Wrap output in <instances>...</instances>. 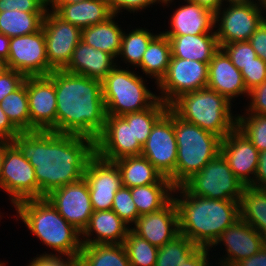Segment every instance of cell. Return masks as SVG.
<instances>
[{
    "instance_id": "6f0895ef",
    "label": "cell",
    "mask_w": 266,
    "mask_h": 266,
    "mask_svg": "<svg viewBox=\"0 0 266 266\" xmlns=\"http://www.w3.org/2000/svg\"><path fill=\"white\" fill-rule=\"evenodd\" d=\"M12 144V140L0 138V176L3 166L6 149Z\"/></svg>"
},
{
    "instance_id": "d4e9b609",
    "label": "cell",
    "mask_w": 266,
    "mask_h": 266,
    "mask_svg": "<svg viewBox=\"0 0 266 266\" xmlns=\"http://www.w3.org/2000/svg\"><path fill=\"white\" fill-rule=\"evenodd\" d=\"M113 210L94 211L87 226L81 232L82 244H123L130 226ZM95 237L90 239L92 233ZM89 237V238H88Z\"/></svg>"
},
{
    "instance_id": "4dcf8cb0",
    "label": "cell",
    "mask_w": 266,
    "mask_h": 266,
    "mask_svg": "<svg viewBox=\"0 0 266 266\" xmlns=\"http://www.w3.org/2000/svg\"><path fill=\"white\" fill-rule=\"evenodd\" d=\"M171 58V45L169 39L162 32L156 35L145 51L140 67L144 74L156 79L159 83L165 76Z\"/></svg>"
},
{
    "instance_id": "74e56055",
    "label": "cell",
    "mask_w": 266,
    "mask_h": 266,
    "mask_svg": "<svg viewBox=\"0 0 266 266\" xmlns=\"http://www.w3.org/2000/svg\"><path fill=\"white\" fill-rule=\"evenodd\" d=\"M157 34H152L151 32L145 30L141 27L133 29L130 33L126 34L123 32L122 43L119 55L120 57L124 58L123 60L127 64L130 63L134 67L138 66L141 63L143 55L147 50V47L150 41L156 36Z\"/></svg>"
},
{
    "instance_id": "30bf717a",
    "label": "cell",
    "mask_w": 266,
    "mask_h": 266,
    "mask_svg": "<svg viewBox=\"0 0 266 266\" xmlns=\"http://www.w3.org/2000/svg\"><path fill=\"white\" fill-rule=\"evenodd\" d=\"M224 9L222 12L221 10ZM262 8L254 2L229 4L215 12V31L219 46L248 41L265 17ZM220 24H219V23ZM217 23V24H216Z\"/></svg>"
},
{
    "instance_id": "f35d334b",
    "label": "cell",
    "mask_w": 266,
    "mask_h": 266,
    "mask_svg": "<svg viewBox=\"0 0 266 266\" xmlns=\"http://www.w3.org/2000/svg\"><path fill=\"white\" fill-rule=\"evenodd\" d=\"M123 246L131 266H155L159 248L135 234L131 229Z\"/></svg>"
},
{
    "instance_id": "e0dca14e",
    "label": "cell",
    "mask_w": 266,
    "mask_h": 266,
    "mask_svg": "<svg viewBox=\"0 0 266 266\" xmlns=\"http://www.w3.org/2000/svg\"><path fill=\"white\" fill-rule=\"evenodd\" d=\"M30 132H56V90L48 76L26 77Z\"/></svg>"
},
{
    "instance_id": "ab89813d",
    "label": "cell",
    "mask_w": 266,
    "mask_h": 266,
    "mask_svg": "<svg viewBox=\"0 0 266 266\" xmlns=\"http://www.w3.org/2000/svg\"><path fill=\"white\" fill-rule=\"evenodd\" d=\"M246 113L247 116H236V128L259 152L266 151V114Z\"/></svg>"
},
{
    "instance_id": "44dd1931",
    "label": "cell",
    "mask_w": 266,
    "mask_h": 266,
    "mask_svg": "<svg viewBox=\"0 0 266 266\" xmlns=\"http://www.w3.org/2000/svg\"><path fill=\"white\" fill-rule=\"evenodd\" d=\"M130 229L160 248L179 235L178 212L173 198L160 210L138 217Z\"/></svg>"
},
{
    "instance_id": "03108f58",
    "label": "cell",
    "mask_w": 266,
    "mask_h": 266,
    "mask_svg": "<svg viewBox=\"0 0 266 266\" xmlns=\"http://www.w3.org/2000/svg\"><path fill=\"white\" fill-rule=\"evenodd\" d=\"M264 246L266 247V233L263 235Z\"/></svg>"
},
{
    "instance_id": "5bb4252c",
    "label": "cell",
    "mask_w": 266,
    "mask_h": 266,
    "mask_svg": "<svg viewBox=\"0 0 266 266\" xmlns=\"http://www.w3.org/2000/svg\"><path fill=\"white\" fill-rule=\"evenodd\" d=\"M42 29L49 66L53 70H63L81 41V29L64 21L54 11L49 13V8L44 15Z\"/></svg>"
},
{
    "instance_id": "836d02e7",
    "label": "cell",
    "mask_w": 266,
    "mask_h": 266,
    "mask_svg": "<svg viewBox=\"0 0 266 266\" xmlns=\"http://www.w3.org/2000/svg\"><path fill=\"white\" fill-rule=\"evenodd\" d=\"M172 184H149L130 188L139 217L163 208L171 199Z\"/></svg>"
},
{
    "instance_id": "680465c9",
    "label": "cell",
    "mask_w": 266,
    "mask_h": 266,
    "mask_svg": "<svg viewBox=\"0 0 266 266\" xmlns=\"http://www.w3.org/2000/svg\"><path fill=\"white\" fill-rule=\"evenodd\" d=\"M81 1L83 0H45V5L47 9V6L51 4L50 6L52 11H55L60 5L78 3Z\"/></svg>"
},
{
    "instance_id": "277c9868",
    "label": "cell",
    "mask_w": 266,
    "mask_h": 266,
    "mask_svg": "<svg viewBox=\"0 0 266 266\" xmlns=\"http://www.w3.org/2000/svg\"><path fill=\"white\" fill-rule=\"evenodd\" d=\"M16 211L27 228L46 246L78 260L81 232L68 223L46 199H30L17 203Z\"/></svg>"
},
{
    "instance_id": "bcb514c9",
    "label": "cell",
    "mask_w": 266,
    "mask_h": 266,
    "mask_svg": "<svg viewBox=\"0 0 266 266\" xmlns=\"http://www.w3.org/2000/svg\"><path fill=\"white\" fill-rule=\"evenodd\" d=\"M108 2L110 11L113 15H118L122 9L133 11H139L145 9L150 5H154L156 2L160 3V0H106Z\"/></svg>"
},
{
    "instance_id": "7dc6e473",
    "label": "cell",
    "mask_w": 266,
    "mask_h": 266,
    "mask_svg": "<svg viewBox=\"0 0 266 266\" xmlns=\"http://www.w3.org/2000/svg\"><path fill=\"white\" fill-rule=\"evenodd\" d=\"M250 104L247 112L253 114H266V81L249 91Z\"/></svg>"
},
{
    "instance_id": "4fadbf2b",
    "label": "cell",
    "mask_w": 266,
    "mask_h": 266,
    "mask_svg": "<svg viewBox=\"0 0 266 266\" xmlns=\"http://www.w3.org/2000/svg\"><path fill=\"white\" fill-rule=\"evenodd\" d=\"M0 188L11 196L13 206L24 200L38 199V182L34 167L13 143L6 149Z\"/></svg>"
},
{
    "instance_id": "d6986e66",
    "label": "cell",
    "mask_w": 266,
    "mask_h": 266,
    "mask_svg": "<svg viewBox=\"0 0 266 266\" xmlns=\"http://www.w3.org/2000/svg\"><path fill=\"white\" fill-rule=\"evenodd\" d=\"M220 153L227 160L235 176L245 186H249L254 181L259 151L236 127L221 140Z\"/></svg>"
},
{
    "instance_id": "5b68a950",
    "label": "cell",
    "mask_w": 266,
    "mask_h": 266,
    "mask_svg": "<svg viewBox=\"0 0 266 266\" xmlns=\"http://www.w3.org/2000/svg\"><path fill=\"white\" fill-rule=\"evenodd\" d=\"M230 105L226 97L205 87L180 95L169 108L182 120L224 139L236 127Z\"/></svg>"
},
{
    "instance_id": "d6a6232c",
    "label": "cell",
    "mask_w": 266,
    "mask_h": 266,
    "mask_svg": "<svg viewBox=\"0 0 266 266\" xmlns=\"http://www.w3.org/2000/svg\"><path fill=\"white\" fill-rule=\"evenodd\" d=\"M45 13L20 10L0 12V32L9 38L35 33L42 28Z\"/></svg>"
},
{
    "instance_id": "ac0fdd59",
    "label": "cell",
    "mask_w": 266,
    "mask_h": 266,
    "mask_svg": "<svg viewBox=\"0 0 266 266\" xmlns=\"http://www.w3.org/2000/svg\"><path fill=\"white\" fill-rule=\"evenodd\" d=\"M45 198L59 214L82 232L94 212L85 178L51 191Z\"/></svg>"
},
{
    "instance_id": "9f6ffc18",
    "label": "cell",
    "mask_w": 266,
    "mask_h": 266,
    "mask_svg": "<svg viewBox=\"0 0 266 266\" xmlns=\"http://www.w3.org/2000/svg\"><path fill=\"white\" fill-rule=\"evenodd\" d=\"M10 38L0 32V58L7 60L9 56Z\"/></svg>"
},
{
    "instance_id": "60d3db41",
    "label": "cell",
    "mask_w": 266,
    "mask_h": 266,
    "mask_svg": "<svg viewBox=\"0 0 266 266\" xmlns=\"http://www.w3.org/2000/svg\"><path fill=\"white\" fill-rule=\"evenodd\" d=\"M112 210L124 221L130 225L135 223L139 217L138 210L133 201L131 190L128 187L121 186L113 199Z\"/></svg>"
},
{
    "instance_id": "be15d7a7",
    "label": "cell",
    "mask_w": 266,
    "mask_h": 266,
    "mask_svg": "<svg viewBox=\"0 0 266 266\" xmlns=\"http://www.w3.org/2000/svg\"><path fill=\"white\" fill-rule=\"evenodd\" d=\"M160 1H161V3H164L165 5L173 2V0H160Z\"/></svg>"
},
{
    "instance_id": "f546056e",
    "label": "cell",
    "mask_w": 266,
    "mask_h": 266,
    "mask_svg": "<svg viewBox=\"0 0 266 266\" xmlns=\"http://www.w3.org/2000/svg\"><path fill=\"white\" fill-rule=\"evenodd\" d=\"M82 266H131L123 244H82Z\"/></svg>"
},
{
    "instance_id": "7bdbcfd3",
    "label": "cell",
    "mask_w": 266,
    "mask_h": 266,
    "mask_svg": "<svg viewBox=\"0 0 266 266\" xmlns=\"http://www.w3.org/2000/svg\"><path fill=\"white\" fill-rule=\"evenodd\" d=\"M240 72L248 92L266 81V63L259 57L255 58V62L243 67Z\"/></svg>"
},
{
    "instance_id": "8992f818",
    "label": "cell",
    "mask_w": 266,
    "mask_h": 266,
    "mask_svg": "<svg viewBox=\"0 0 266 266\" xmlns=\"http://www.w3.org/2000/svg\"><path fill=\"white\" fill-rule=\"evenodd\" d=\"M177 142L175 187L182 186L220 153L221 138L174 113Z\"/></svg>"
},
{
    "instance_id": "f6af8a7d",
    "label": "cell",
    "mask_w": 266,
    "mask_h": 266,
    "mask_svg": "<svg viewBox=\"0 0 266 266\" xmlns=\"http://www.w3.org/2000/svg\"><path fill=\"white\" fill-rule=\"evenodd\" d=\"M25 76L13 69H8L0 75V103L3 98L18 89L25 80Z\"/></svg>"
},
{
    "instance_id": "4316f807",
    "label": "cell",
    "mask_w": 266,
    "mask_h": 266,
    "mask_svg": "<svg viewBox=\"0 0 266 266\" xmlns=\"http://www.w3.org/2000/svg\"><path fill=\"white\" fill-rule=\"evenodd\" d=\"M54 12L64 21L80 29L104 22L113 15L106 0H83L63 4Z\"/></svg>"
},
{
    "instance_id": "db71d44e",
    "label": "cell",
    "mask_w": 266,
    "mask_h": 266,
    "mask_svg": "<svg viewBox=\"0 0 266 266\" xmlns=\"http://www.w3.org/2000/svg\"><path fill=\"white\" fill-rule=\"evenodd\" d=\"M234 266H266V247L261 248L257 254L240 260Z\"/></svg>"
},
{
    "instance_id": "3957f363",
    "label": "cell",
    "mask_w": 266,
    "mask_h": 266,
    "mask_svg": "<svg viewBox=\"0 0 266 266\" xmlns=\"http://www.w3.org/2000/svg\"><path fill=\"white\" fill-rule=\"evenodd\" d=\"M173 192H180L182 197L172 196L178 212L179 233L200 248L210 249L218 237L240 219L238 201L192 195L183 186L175 187Z\"/></svg>"
},
{
    "instance_id": "e575fe53",
    "label": "cell",
    "mask_w": 266,
    "mask_h": 266,
    "mask_svg": "<svg viewBox=\"0 0 266 266\" xmlns=\"http://www.w3.org/2000/svg\"><path fill=\"white\" fill-rule=\"evenodd\" d=\"M0 107L20 132H30L29 104L25 83L3 98Z\"/></svg>"
},
{
    "instance_id": "7c38bea8",
    "label": "cell",
    "mask_w": 266,
    "mask_h": 266,
    "mask_svg": "<svg viewBox=\"0 0 266 266\" xmlns=\"http://www.w3.org/2000/svg\"><path fill=\"white\" fill-rule=\"evenodd\" d=\"M6 61L9 69L25 77L48 76L53 69L47 60L43 29L29 35L11 37Z\"/></svg>"
},
{
    "instance_id": "003e7915",
    "label": "cell",
    "mask_w": 266,
    "mask_h": 266,
    "mask_svg": "<svg viewBox=\"0 0 266 266\" xmlns=\"http://www.w3.org/2000/svg\"><path fill=\"white\" fill-rule=\"evenodd\" d=\"M0 266H5V263L4 262H0Z\"/></svg>"
},
{
    "instance_id": "1f68e13d",
    "label": "cell",
    "mask_w": 266,
    "mask_h": 266,
    "mask_svg": "<svg viewBox=\"0 0 266 266\" xmlns=\"http://www.w3.org/2000/svg\"><path fill=\"white\" fill-rule=\"evenodd\" d=\"M240 219L266 233V188L245 186L239 201Z\"/></svg>"
},
{
    "instance_id": "9a60e30c",
    "label": "cell",
    "mask_w": 266,
    "mask_h": 266,
    "mask_svg": "<svg viewBox=\"0 0 266 266\" xmlns=\"http://www.w3.org/2000/svg\"><path fill=\"white\" fill-rule=\"evenodd\" d=\"M142 146L134 138L132 122L122 116L107 115L104 129L95 140V154L107 161L141 155Z\"/></svg>"
},
{
    "instance_id": "94428289",
    "label": "cell",
    "mask_w": 266,
    "mask_h": 266,
    "mask_svg": "<svg viewBox=\"0 0 266 266\" xmlns=\"http://www.w3.org/2000/svg\"><path fill=\"white\" fill-rule=\"evenodd\" d=\"M222 2L224 0H221ZM227 2H229V4H236V3H247L250 2L251 0H225Z\"/></svg>"
},
{
    "instance_id": "83f0119b",
    "label": "cell",
    "mask_w": 266,
    "mask_h": 266,
    "mask_svg": "<svg viewBox=\"0 0 266 266\" xmlns=\"http://www.w3.org/2000/svg\"><path fill=\"white\" fill-rule=\"evenodd\" d=\"M121 173L122 186L132 188L149 184H172L144 156H128L114 161Z\"/></svg>"
},
{
    "instance_id": "9c48e42d",
    "label": "cell",
    "mask_w": 266,
    "mask_h": 266,
    "mask_svg": "<svg viewBox=\"0 0 266 266\" xmlns=\"http://www.w3.org/2000/svg\"><path fill=\"white\" fill-rule=\"evenodd\" d=\"M144 156L175 187L177 142L174 132V112L169 108L155 123L142 146Z\"/></svg>"
},
{
    "instance_id": "8d00e7d4",
    "label": "cell",
    "mask_w": 266,
    "mask_h": 266,
    "mask_svg": "<svg viewBox=\"0 0 266 266\" xmlns=\"http://www.w3.org/2000/svg\"><path fill=\"white\" fill-rule=\"evenodd\" d=\"M199 248L187 236L179 234L159 248L155 266H178L183 264Z\"/></svg>"
},
{
    "instance_id": "ffe728a7",
    "label": "cell",
    "mask_w": 266,
    "mask_h": 266,
    "mask_svg": "<svg viewBox=\"0 0 266 266\" xmlns=\"http://www.w3.org/2000/svg\"><path fill=\"white\" fill-rule=\"evenodd\" d=\"M219 243L225 245L227 252L226 258L219 259L220 266H234L240 260L257 254L264 247L263 236L241 219L228 227L210 248Z\"/></svg>"
},
{
    "instance_id": "f5cc1de1",
    "label": "cell",
    "mask_w": 266,
    "mask_h": 266,
    "mask_svg": "<svg viewBox=\"0 0 266 266\" xmlns=\"http://www.w3.org/2000/svg\"><path fill=\"white\" fill-rule=\"evenodd\" d=\"M209 248H199L186 262L178 266H209Z\"/></svg>"
},
{
    "instance_id": "f1b7e54d",
    "label": "cell",
    "mask_w": 266,
    "mask_h": 266,
    "mask_svg": "<svg viewBox=\"0 0 266 266\" xmlns=\"http://www.w3.org/2000/svg\"><path fill=\"white\" fill-rule=\"evenodd\" d=\"M114 17L116 15H112L104 22L81 29V40L116 58L119 56L123 31L113 20Z\"/></svg>"
},
{
    "instance_id": "c3c4849f",
    "label": "cell",
    "mask_w": 266,
    "mask_h": 266,
    "mask_svg": "<svg viewBox=\"0 0 266 266\" xmlns=\"http://www.w3.org/2000/svg\"><path fill=\"white\" fill-rule=\"evenodd\" d=\"M255 53L266 63V20L257 27L255 32L249 38Z\"/></svg>"
},
{
    "instance_id": "b9f144b4",
    "label": "cell",
    "mask_w": 266,
    "mask_h": 266,
    "mask_svg": "<svg viewBox=\"0 0 266 266\" xmlns=\"http://www.w3.org/2000/svg\"><path fill=\"white\" fill-rule=\"evenodd\" d=\"M220 48L240 71L243 67L255 62V58L258 57L249 41L224 44Z\"/></svg>"
},
{
    "instance_id": "cb8c5ba5",
    "label": "cell",
    "mask_w": 266,
    "mask_h": 266,
    "mask_svg": "<svg viewBox=\"0 0 266 266\" xmlns=\"http://www.w3.org/2000/svg\"><path fill=\"white\" fill-rule=\"evenodd\" d=\"M114 59L112 55L95 49L81 40L63 70L102 81L116 66Z\"/></svg>"
},
{
    "instance_id": "d590c367",
    "label": "cell",
    "mask_w": 266,
    "mask_h": 266,
    "mask_svg": "<svg viewBox=\"0 0 266 266\" xmlns=\"http://www.w3.org/2000/svg\"><path fill=\"white\" fill-rule=\"evenodd\" d=\"M169 105L158 99L150 108L140 111L127 113L122 117L127 122H132V132L141 146L147 141L152 127L167 112Z\"/></svg>"
},
{
    "instance_id": "ee69618b",
    "label": "cell",
    "mask_w": 266,
    "mask_h": 266,
    "mask_svg": "<svg viewBox=\"0 0 266 266\" xmlns=\"http://www.w3.org/2000/svg\"><path fill=\"white\" fill-rule=\"evenodd\" d=\"M20 10L24 12H46L45 0H0V12Z\"/></svg>"
},
{
    "instance_id": "ba28073f",
    "label": "cell",
    "mask_w": 266,
    "mask_h": 266,
    "mask_svg": "<svg viewBox=\"0 0 266 266\" xmlns=\"http://www.w3.org/2000/svg\"><path fill=\"white\" fill-rule=\"evenodd\" d=\"M190 194L209 199L240 201L245 185L219 153L182 185Z\"/></svg>"
},
{
    "instance_id": "7402d4cb",
    "label": "cell",
    "mask_w": 266,
    "mask_h": 266,
    "mask_svg": "<svg viewBox=\"0 0 266 266\" xmlns=\"http://www.w3.org/2000/svg\"><path fill=\"white\" fill-rule=\"evenodd\" d=\"M207 87L226 97L230 102L235 97L249 94L240 70L232 64L221 48L209 62Z\"/></svg>"
},
{
    "instance_id": "8fae6325",
    "label": "cell",
    "mask_w": 266,
    "mask_h": 266,
    "mask_svg": "<svg viewBox=\"0 0 266 266\" xmlns=\"http://www.w3.org/2000/svg\"><path fill=\"white\" fill-rule=\"evenodd\" d=\"M209 63L196 60L170 58L167 72L156 84L161 91L158 99L170 105L184 93L207 87Z\"/></svg>"
},
{
    "instance_id": "603a6c76",
    "label": "cell",
    "mask_w": 266,
    "mask_h": 266,
    "mask_svg": "<svg viewBox=\"0 0 266 266\" xmlns=\"http://www.w3.org/2000/svg\"><path fill=\"white\" fill-rule=\"evenodd\" d=\"M188 4L177 8L172 16L171 30L164 35H200L215 34V13L195 2L184 0Z\"/></svg>"
},
{
    "instance_id": "7a4b0ae2",
    "label": "cell",
    "mask_w": 266,
    "mask_h": 266,
    "mask_svg": "<svg viewBox=\"0 0 266 266\" xmlns=\"http://www.w3.org/2000/svg\"><path fill=\"white\" fill-rule=\"evenodd\" d=\"M56 90V132L98 138L107 118L101 80L53 70Z\"/></svg>"
},
{
    "instance_id": "6125c7cd",
    "label": "cell",
    "mask_w": 266,
    "mask_h": 266,
    "mask_svg": "<svg viewBox=\"0 0 266 266\" xmlns=\"http://www.w3.org/2000/svg\"><path fill=\"white\" fill-rule=\"evenodd\" d=\"M258 1H257V3H259L258 5L261 6L265 10L266 9V0H258Z\"/></svg>"
},
{
    "instance_id": "91938a15",
    "label": "cell",
    "mask_w": 266,
    "mask_h": 266,
    "mask_svg": "<svg viewBox=\"0 0 266 266\" xmlns=\"http://www.w3.org/2000/svg\"><path fill=\"white\" fill-rule=\"evenodd\" d=\"M7 61L0 58V75L8 70Z\"/></svg>"
},
{
    "instance_id": "52a82bcc",
    "label": "cell",
    "mask_w": 266,
    "mask_h": 266,
    "mask_svg": "<svg viewBox=\"0 0 266 266\" xmlns=\"http://www.w3.org/2000/svg\"><path fill=\"white\" fill-rule=\"evenodd\" d=\"M115 66L101 81L107 115L122 116L150 108L158 96L145 86L142 77Z\"/></svg>"
},
{
    "instance_id": "e7e4bbea",
    "label": "cell",
    "mask_w": 266,
    "mask_h": 266,
    "mask_svg": "<svg viewBox=\"0 0 266 266\" xmlns=\"http://www.w3.org/2000/svg\"><path fill=\"white\" fill-rule=\"evenodd\" d=\"M73 266H82L77 260L73 263Z\"/></svg>"
},
{
    "instance_id": "484cf974",
    "label": "cell",
    "mask_w": 266,
    "mask_h": 266,
    "mask_svg": "<svg viewBox=\"0 0 266 266\" xmlns=\"http://www.w3.org/2000/svg\"><path fill=\"white\" fill-rule=\"evenodd\" d=\"M166 36L171 45V58L209 63L220 49L216 34Z\"/></svg>"
},
{
    "instance_id": "f907efd6",
    "label": "cell",
    "mask_w": 266,
    "mask_h": 266,
    "mask_svg": "<svg viewBox=\"0 0 266 266\" xmlns=\"http://www.w3.org/2000/svg\"><path fill=\"white\" fill-rule=\"evenodd\" d=\"M249 186L254 188H266V151L259 152L258 166L254 181Z\"/></svg>"
},
{
    "instance_id": "2e32d148",
    "label": "cell",
    "mask_w": 266,
    "mask_h": 266,
    "mask_svg": "<svg viewBox=\"0 0 266 266\" xmlns=\"http://www.w3.org/2000/svg\"><path fill=\"white\" fill-rule=\"evenodd\" d=\"M84 178L88 183L93 210H112L115 194L122 186L121 173L116 163L95 154L88 162Z\"/></svg>"
},
{
    "instance_id": "11a10c76",
    "label": "cell",
    "mask_w": 266,
    "mask_h": 266,
    "mask_svg": "<svg viewBox=\"0 0 266 266\" xmlns=\"http://www.w3.org/2000/svg\"><path fill=\"white\" fill-rule=\"evenodd\" d=\"M189 1L195 2L201 6H204L212 10L214 13L217 12L223 5L221 0H189Z\"/></svg>"
},
{
    "instance_id": "6da1fadb",
    "label": "cell",
    "mask_w": 266,
    "mask_h": 266,
    "mask_svg": "<svg viewBox=\"0 0 266 266\" xmlns=\"http://www.w3.org/2000/svg\"><path fill=\"white\" fill-rule=\"evenodd\" d=\"M12 143L34 167L38 199L83 179L88 162L95 155L93 139L52 131L20 132Z\"/></svg>"
},
{
    "instance_id": "681fc988",
    "label": "cell",
    "mask_w": 266,
    "mask_h": 266,
    "mask_svg": "<svg viewBox=\"0 0 266 266\" xmlns=\"http://www.w3.org/2000/svg\"><path fill=\"white\" fill-rule=\"evenodd\" d=\"M62 256L59 254H42L29 263L27 266H72L76 261L71 256H67V260L61 258Z\"/></svg>"
},
{
    "instance_id": "816d5d0a",
    "label": "cell",
    "mask_w": 266,
    "mask_h": 266,
    "mask_svg": "<svg viewBox=\"0 0 266 266\" xmlns=\"http://www.w3.org/2000/svg\"><path fill=\"white\" fill-rule=\"evenodd\" d=\"M19 133L20 131L11 123L0 107V138L13 140Z\"/></svg>"
}]
</instances>
